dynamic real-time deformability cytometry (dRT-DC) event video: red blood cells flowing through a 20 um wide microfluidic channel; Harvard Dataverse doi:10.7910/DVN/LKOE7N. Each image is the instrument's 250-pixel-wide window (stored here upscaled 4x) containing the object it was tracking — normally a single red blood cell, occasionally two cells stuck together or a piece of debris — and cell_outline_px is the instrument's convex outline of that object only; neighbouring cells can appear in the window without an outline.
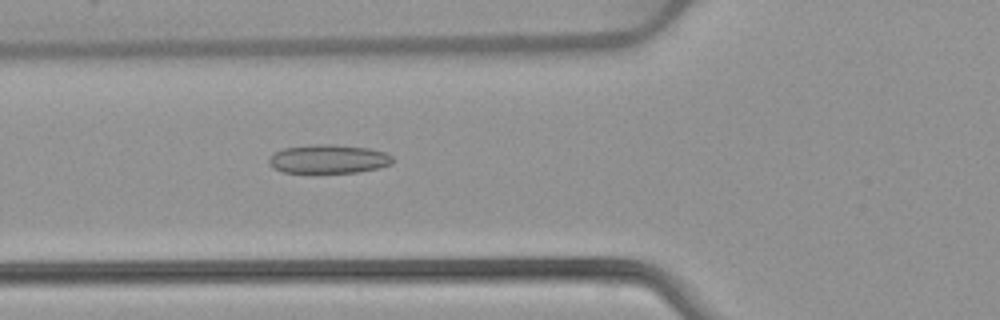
{"species": "common noctule bat (a hibernating species)", "species_latin": "Nyctalus noctula", "temperature_condition": "warm", "stored_images_in_passage": 52, "camera_frame_rate_fps": 3000, "um_per_image_px": 0.085, "animal": {"sex": "female", "body_mass_g": 22.7, "forearm_length_mm": 54.2}, "frame": {"image": 1, "passage_image": 19, "time_ms": 6.0, "image_size_px": [1000, 320], "cell_outline_px": [[392, 164], [380, 168], [356, 172], [284, 172], [272, 168], [268, 164], [268, 160], [276, 152], [284, 148], [312, 144], [332, 144], [368, 148], [384, 152], [392, 156]], "centroid_in_image_um": [27.92, 13.51], "position_along_channel_um": 97.9, "area_um2": 20.63}}
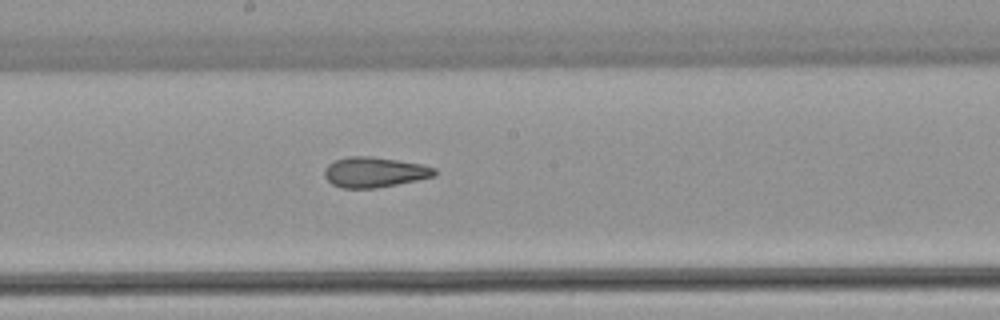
{"frame": {"image": 2, "passage_image": 28, "time_ms": 9.0, "image_size_px": [1000, 320], "cell_outline_px": [[436, 176], [376, 188], [340, 188], [332, 184], [324, 176], [324, 168], [328, 164], [336, 160], [348, 156], [368, 156], [396, 160], [420, 164], [436, 168]], "centroid_in_image_um": [31.8, 14.64], "position_along_channel_um": 216.4, "area_um2": 19.31}}
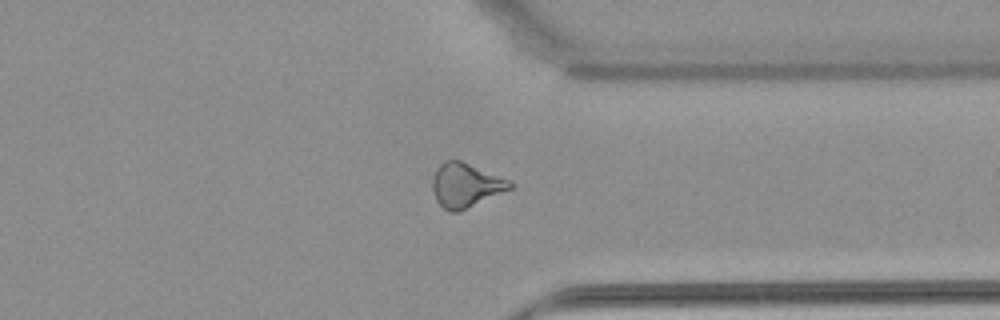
{"frame": {"image": 3, "passage_image": 40, "time_ms": 13.0, "image_size_px": [1000, 320], "cell_outline_px": [[512, 188], [460, 212], [448, 212], [436, 200], [432, 192], [432, 180], [436, 168], [444, 160], [460, 160], [508, 180], [512, 184]], "centroid_in_image_um": [39.53, 15.76], "position_along_channel_um": 371.9, "area_um2": 19.83}, "authors_computed_cell_mechanics": {"area_um2": 20.7213, "velocity_mm_per_s": 3.9444, "shape_relaxation_time_tau1_ms": null, "shape_relaxation_time_tau2_ms": 2.6542, "deformation_change_tau1": null, "deformation_change_tau2": 0.1059}}